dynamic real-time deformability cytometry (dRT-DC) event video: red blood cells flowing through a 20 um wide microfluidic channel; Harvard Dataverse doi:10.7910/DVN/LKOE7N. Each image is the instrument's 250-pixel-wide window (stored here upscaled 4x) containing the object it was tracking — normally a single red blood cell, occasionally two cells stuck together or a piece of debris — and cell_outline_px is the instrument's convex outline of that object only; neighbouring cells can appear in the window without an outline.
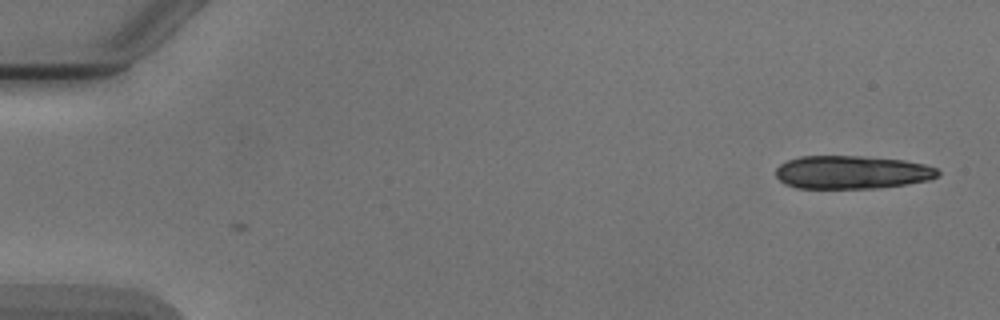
{"species": "Egyptian fruit bat (a non-hibernating species)", "species_latin": "Rousettus aegyptiacus", "temperature_condition": "cold", "stored_images_in_passage": 5, "segment_of_instrument_passage": [1, 2], "camera_frame_rate_fps": 3000, "um_per_image_px": 0.085, "animal": {"sex": "male"}, "frame": {"image": 1, "passage_image": 1, "time_ms": 0.0, "image_size_px": [1000, 320], "cell_outline_px": [[940, 176], [932, 180], [908, 184], [880, 188], [796, 188], [784, 184], [776, 176], [776, 168], [780, 164], [788, 160], [800, 156], [860, 156], [904, 160], [924, 164], [936, 168], [940, 172]], "centroid_in_image_um": [72.44, 14.65], "position_along_channel_um": 12.6, "area_um2": 31.67}}